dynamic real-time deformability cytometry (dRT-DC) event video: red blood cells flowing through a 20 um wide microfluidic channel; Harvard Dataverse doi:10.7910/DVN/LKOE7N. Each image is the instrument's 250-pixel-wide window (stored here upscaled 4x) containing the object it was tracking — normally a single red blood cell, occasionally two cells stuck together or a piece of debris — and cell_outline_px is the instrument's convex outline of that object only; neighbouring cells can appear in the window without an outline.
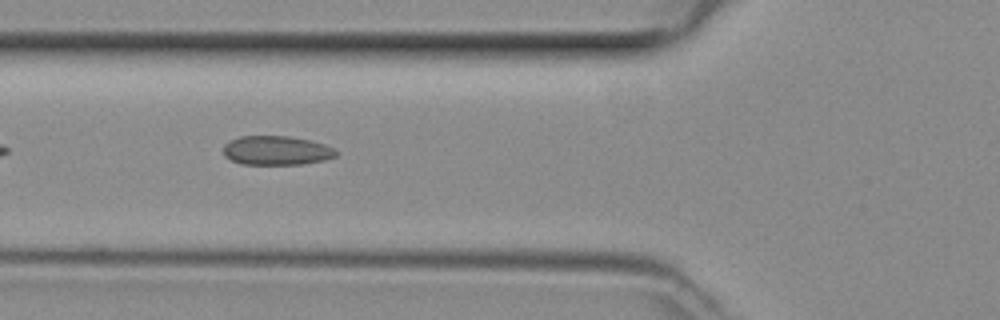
{"species": "common noctule bat (a hibernating species)", "species_latin": "Nyctalus noctula", "temperature_condition": "room temperature", "stored_images_in_passage": 31, "camera_frame_rate_fps": 3000, "um_per_image_px": 0.085, "animal": {"sex": "female", "body_mass_g": 29.2, "forearm_length_mm": 56.3}, "frame": {"image": 1, "passage_image": 5, "time_ms": 1.333, "image_size_px": [1000, 320], "cell_outline_px": [[340, 152], [336, 156], [324, 160], [300, 164], [240, 164], [224, 156], [224, 144], [240, 136], [288, 136], [312, 140], [336, 148]], "centroid_in_image_um": [23.55, 12.79], "position_along_channel_um": 102.3, "area_um2": 19.25}}
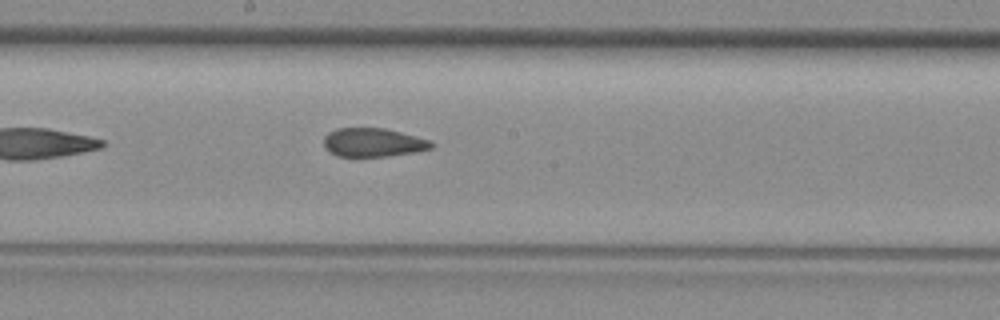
{"frame": {"image": 2, "passage_image": 13, "time_ms": 4.0, "image_size_px": [1000, 320], "cell_outline_px": [[436, 144], [432, 148], [412, 152], [388, 156], [336, 156], [328, 152], [324, 148], [324, 136], [328, 132], [336, 128], [384, 128], [432, 140]], "centroid_in_image_um": [31.7, 12.1], "position_along_channel_um": 216.5, "area_um2": 18.09}}
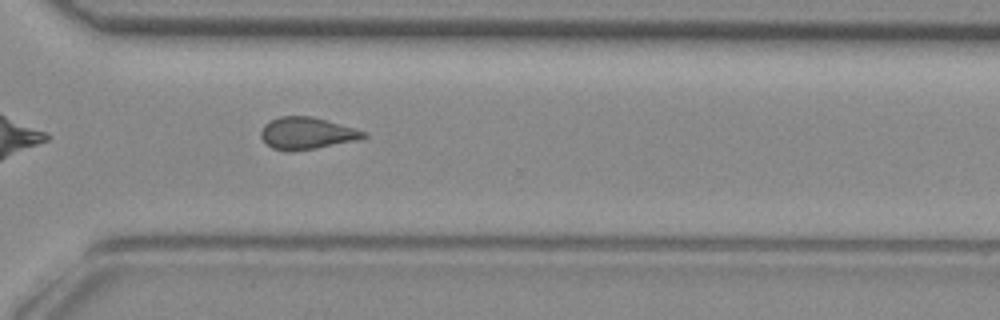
{"frame": {"image": 3, "passage_image": 22, "time_ms": 7.0, "image_size_px": [1000, 320], "cell_outline_px": [[368, 136], [360, 140], [316, 148], [292, 152], [288, 152], [272, 148], [260, 136], [260, 132], [264, 124], [280, 116], [312, 116], [328, 120], [356, 128], [368, 132]], "centroid_in_image_um": [26.13, 11.33], "position_along_channel_um": 344.5, "area_um2": 19.42}}